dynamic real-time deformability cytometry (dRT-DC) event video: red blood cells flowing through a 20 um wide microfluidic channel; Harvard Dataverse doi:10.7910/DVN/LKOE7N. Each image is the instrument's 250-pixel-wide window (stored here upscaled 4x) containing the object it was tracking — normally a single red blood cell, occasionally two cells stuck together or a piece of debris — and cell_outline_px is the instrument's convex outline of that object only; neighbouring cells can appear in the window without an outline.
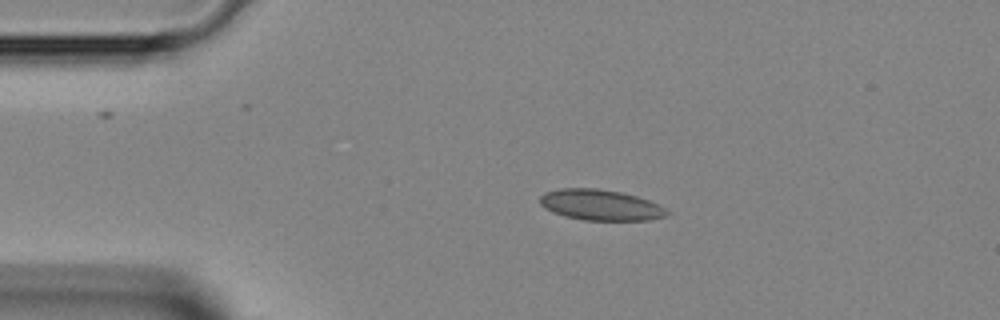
{"species": "Egyptian fruit bat (a non-hibernating species)", "species_latin": "Rousettus aegyptiacus", "temperature_condition": "room temperature", "stored_images_in_passage": 36, "camera_frame_rate_fps": 3000, "um_per_image_px": 0.085, "animal": {"sex": "female"}, "frame": {"image": 1, "passage_image": 1, "time_ms": 0.0, "image_size_px": [1000, 320], "cell_outline_px": [[672, 212], [668, 216], [648, 220], [584, 220], [564, 216], [552, 212], [544, 208], [540, 204], [540, 196], [544, 192], [560, 188], [596, 188], [620, 192], [636, 196], [648, 200]], "centroid_in_image_um": [51.03, 17.42], "position_along_channel_um": 34.0, "area_um2": 22.83}}
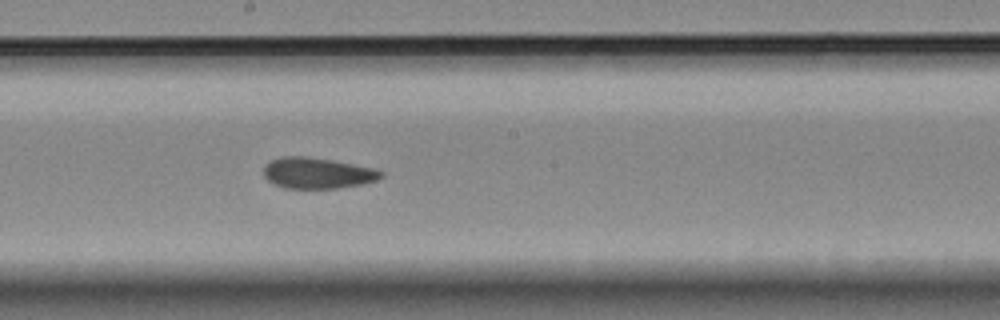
{"frame": {"image": 2, "passage_image": 16, "time_ms": 5.0, "image_size_px": [1000, 320], "cell_outline_px": [[384, 176], [376, 180], [360, 184], [336, 188], [284, 188], [272, 184], [264, 176], [264, 164], [272, 160], [284, 156], [308, 156], [332, 160], [372, 168], [384, 172]], "centroid_in_image_um": [26.94, 14.71], "position_along_channel_um": 221.3, "area_um2": 21.1}}
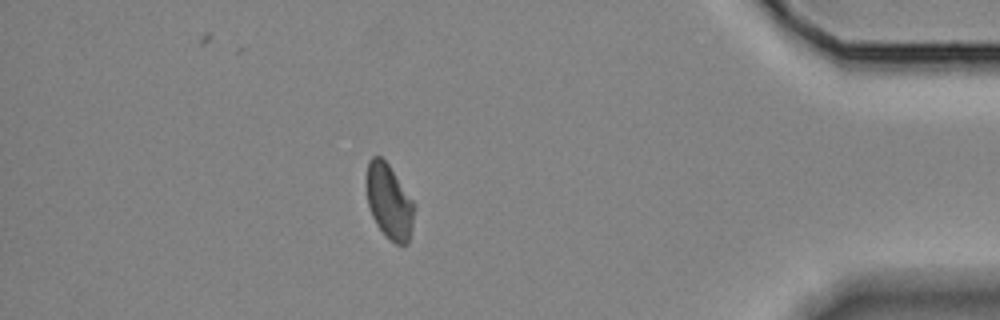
{"frame": {"image": 3, "passage_image": 31, "time_ms": 10.0, "image_size_px": [1000, 320], "cell_outline_px": [[416, 208], [412, 228], [408, 244], [396, 244], [376, 224], [372, 216], [368, 204], [368, 160], [372, 156], [380, 156], [388, 164], [416, 204]], "centroid_in_image_um": [33.13, 17.14], "position_along_channel_um": 402.1, "area_um2": 20.46}}